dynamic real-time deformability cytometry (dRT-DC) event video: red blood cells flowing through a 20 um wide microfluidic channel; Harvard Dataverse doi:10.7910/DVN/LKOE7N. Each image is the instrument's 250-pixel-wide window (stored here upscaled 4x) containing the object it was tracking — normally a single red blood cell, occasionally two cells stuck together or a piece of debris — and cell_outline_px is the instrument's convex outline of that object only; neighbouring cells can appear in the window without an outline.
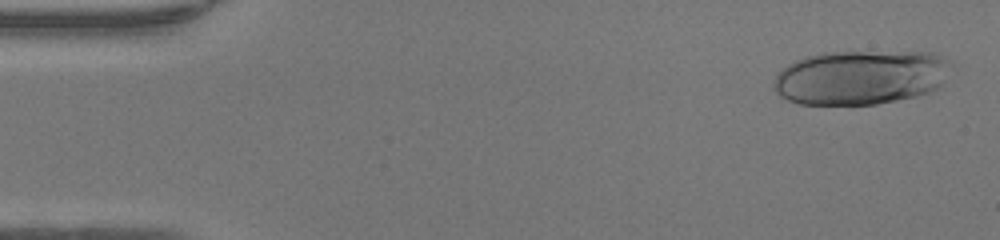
{"species": "human", "species_latin": "Homo sapiens", "temperature_condition": "warm", "stored_images_in_passage": 30, "camera_frame_rate_fps": 3000, "um_per_image_px": 0.085, "donor": {"sex": "female"}, "frame": {"image": 1, "passage_image": 2, "time_ms": 0.333, "image_size_px": [1000, 240], "cell_outline_px": [[948, 60], [940, 88], [916, 96], [876, 104], [800, 104], [788, 100], [780, 96], [772, 88], [772, 84], [776, 76], [784, 68], [796, 60], [804, 56], [824, 52], [936, 52]], "centroid_in_image_um": [73.1, 6.57], "position_along_channel_um": 11.9, "area_um2": 55.95}}
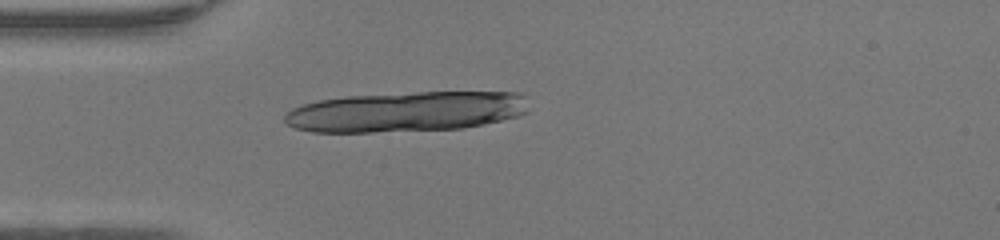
{"frame": {"image": 2, "passage_image": 13, "time_ms": 4.0, "image_size_px": [1000, 240], "cell_outline_px": [[528, 112], [520, 116], [484, 124], [464, 128], [372, 132], [312, 132], [296, 128], [288, 124], [284, 120], [284, 116], [292, 108], [300, 104], [320, 100], [344, 96], [416, 92], [520, 92], [524, 96]], "centroid_in_image_um": [34.52, 9.49], "position_along_channel_um": 50.5, "area_um2": 57.4}}
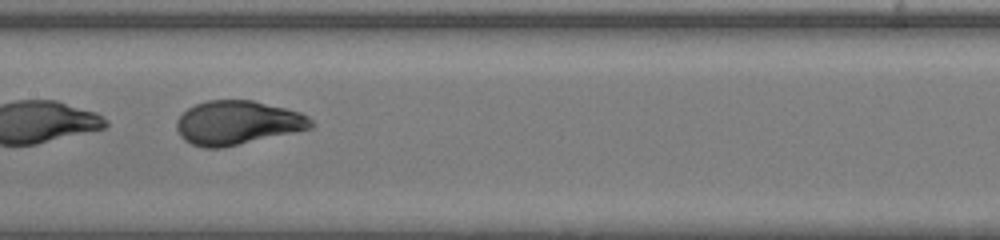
{"frame": {"image": 3, "passage_image": 24, "time_ms": 7.667, "image_size_px": [1000, 240], "cell_outline_px": [[316, 124], [312, 128], [220, 148], [204, 148], [192, 144], [184, 140], [180, 136], [176, 128], [176, 120], [188, 108], [196, 104], [208, 100], [252, 100], [300, 112], [308, 116]], "centroid_in_image_um": [20.17, 10.43], "position_along_channel_um": 187.2, "area_um2": 34.22}}